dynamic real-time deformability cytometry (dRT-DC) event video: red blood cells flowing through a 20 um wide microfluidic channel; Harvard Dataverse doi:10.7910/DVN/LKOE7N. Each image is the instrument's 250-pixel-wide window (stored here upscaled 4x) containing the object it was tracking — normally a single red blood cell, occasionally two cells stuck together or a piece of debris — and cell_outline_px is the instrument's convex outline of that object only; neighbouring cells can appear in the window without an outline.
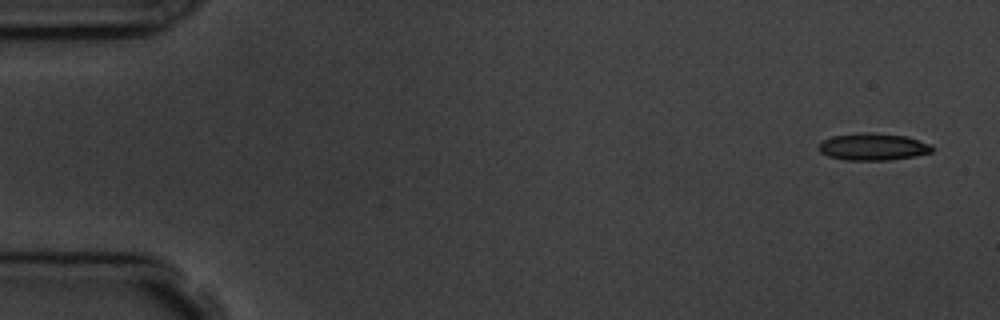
{"species": "common noctule bat (a hibernating species)", "species_latin": "Nyctalus noctula", "temperature_condition": "room temperature", "stored_images_in_passage": 5, "camera_frame_rate_fps": 3000, "um_per_image_px": 0.085, "animal": {"sex": "male", "body_mass_g": 19.5, "forearm_length_mm": 54.6}, "frame": {"image": 1, "passage_image": 1, "time_ms": 0.0, "image_size_px": [1000, 320], "cell_outline_px": [[932, 152], [912, 156], [888, 160], [844, 160], [828, 156], [820, 152], [816, 148], [816, 144], [832, 136], [860, 132], [872, 132], [908, 136], [932, 144]], "centroid_in_image_um": [74.16, 12.46], "position_along_channel_um": 10.8, "area_um2": 18.15}}
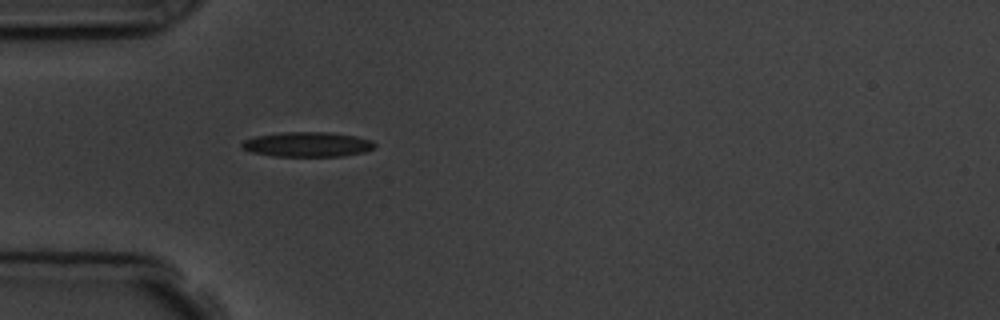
{"frame": {"image": 2, "passage_image": 5, "time_ms": 4.667, "image_size_px": [1000, 320], "cell_outline_px": [[376, 148], [364, 152], [344, 156], [276, 156], [252, 152], [244, 148], [240, 144], [244, 140], [256, 136], [284, 132], [332, 132], [356, 136], [372, 140], [376, 144]], "centroid_in_image_um": [26.2, 12.27], "position_along_channel_um": 58.8, "area_um2": 19.25}}